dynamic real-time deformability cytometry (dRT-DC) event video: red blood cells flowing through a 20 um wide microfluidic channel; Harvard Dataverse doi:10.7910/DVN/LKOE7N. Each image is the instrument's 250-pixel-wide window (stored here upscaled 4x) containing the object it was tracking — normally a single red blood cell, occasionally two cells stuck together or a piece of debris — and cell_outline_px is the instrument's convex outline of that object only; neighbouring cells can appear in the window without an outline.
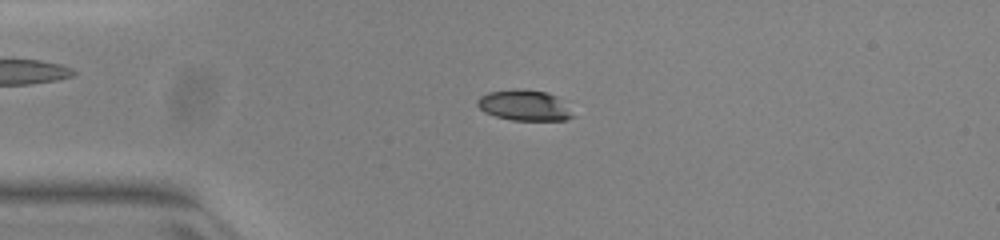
{"species": "common noctule bat (a hibernating species)", "species_latin": "Nyctalus noctula", "temperature_condition": "warm", "stored_images_in_passage": 45, "camera_frame_rate_fps": 3000, "um_per_image_px": 0.085, "animal": {"sex": "female", "body_mass_g": 23.0, "forearm_length_mm": 53.4}, "frame": {"image": 1, "passage_image": 6, "time_ms": 1.667, "image_size_px": [1000, 240], "cell_outline_px": [[576, 116], [564, 120], [512, 120], [496, 116], [484, 112], [476, 104], [476, 100], [480, 96], [488, 92], [512, 88], [524, 88], [548, 92], [556, 96]], "centroid_in_image_um": [44.54, 8.93], "position_along_channel_um": 40.5, "area_um2": 17.22}}
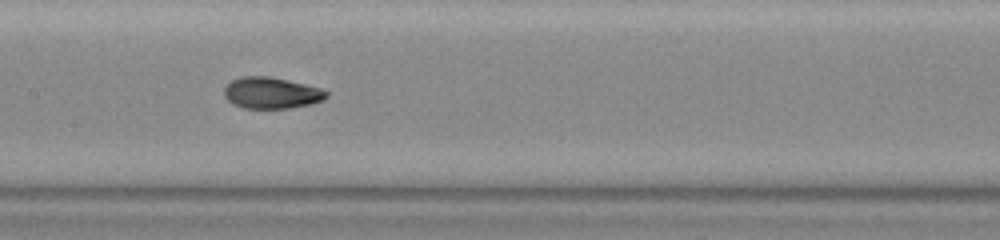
{"frame": {"image": 2, "passage_image": 19, "time_ms": 6.0, "image_size_px": [1000, 240], "cell_outline_px": [[328, 96], [312, 104], [288, 108], [244, 108], [228, 100], [224, 96], [224, 88], [232, 80], [240, 76], [268, 76], [288, 80], [320, 88], [328, 92]], "centroid_in_image_um": [23.06, 7.89], "position_along_channel_um": 184.3, "area_um2": 18.5}}
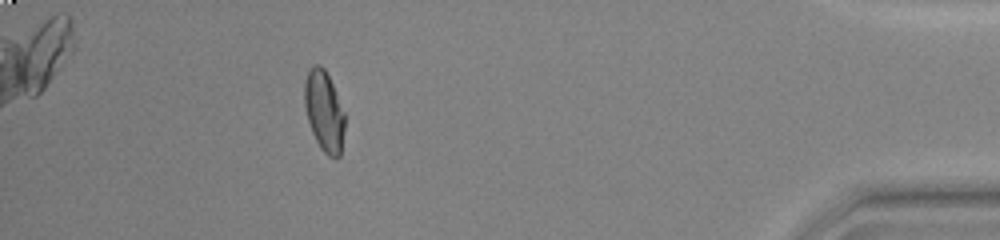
{"frame": {"image": 3, "passage_image": 40, "time_ms": 13.0, "image_size_px": [1000, 240], "cell_outline_px": [[344, 128], [340, 156], [328, 156], [320, 148], [312, 132], [308, 120], [304, 104], [304, 84], [308, 72], [316, 64], [320, 64], [324, 68], [336, 92], [344, 112]], "centroid_in_image_um": [27.54, 9.45], "position_along_channel_um": 407.7, "area_um2": 18.61}, "authors_computed_cell_mechanics": {"area_um2": 18.5538, "velocity_mm_per_s": 3.9785, "shape_relaxation_time_tau1_ms": 3.9978, "shape_relaxation_time_tau2_ms": 1.5506, "deformation_change_tau1": 0.1823, "deformation_change_tau2": 0.0431}}